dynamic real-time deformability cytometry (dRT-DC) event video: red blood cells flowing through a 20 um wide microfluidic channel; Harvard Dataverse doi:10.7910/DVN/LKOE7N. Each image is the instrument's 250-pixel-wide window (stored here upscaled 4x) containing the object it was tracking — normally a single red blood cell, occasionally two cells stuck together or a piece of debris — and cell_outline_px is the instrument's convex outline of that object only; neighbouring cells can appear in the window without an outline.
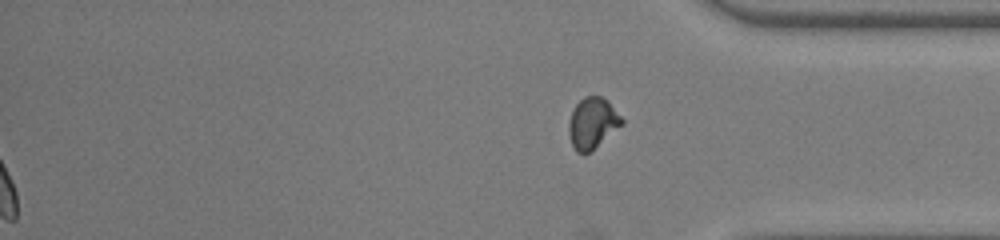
{"species": "common noctule bat (a hibernating species)", "species_latin": "Nyctalus noctula", "temperature_condition": "room temperature", "stored_images_in_passage": 45, "segment_of_instrument_passage": [2, 2], "camera_frame_rate_fps": 3000, "um_per_image_px": 0.085, "animal": {"sex": "female", "body_mass_g": 22.0, "forearm_length_mm": 56.7}, "frame": {"image": 1, "passage_image": 45, "time_ms": 14.667, "image_size_px": [1000, 240], "cell_outline_px": [[624, 124], [588, 152], [576, 152], [572, 144], [568, 132], [568, 124], [572, 112], [576, 104], [584, 96], [600, 96], [608, 100], [624, 120]], "centroid_in_image_um": [50.37, 10.43], "position_along_channel_um": 384.8, "area_um2": 15.55}}